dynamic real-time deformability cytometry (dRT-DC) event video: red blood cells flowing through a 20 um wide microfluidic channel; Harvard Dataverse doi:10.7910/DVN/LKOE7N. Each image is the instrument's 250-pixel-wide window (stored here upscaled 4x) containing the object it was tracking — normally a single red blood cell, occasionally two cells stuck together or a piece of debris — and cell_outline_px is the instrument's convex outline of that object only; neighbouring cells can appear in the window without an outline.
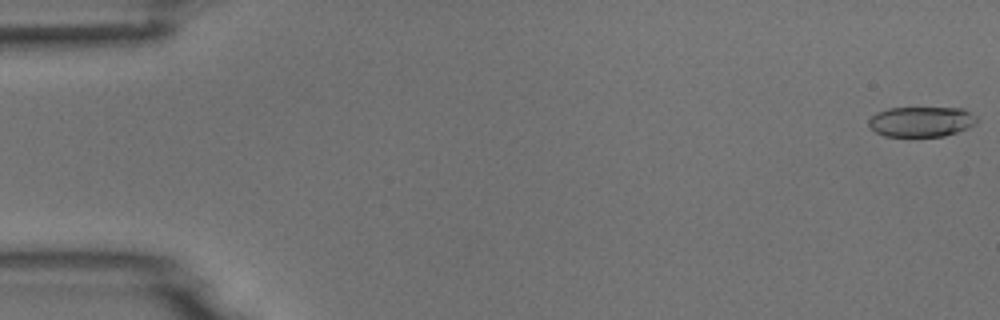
{"species": "common noctule bat (a hibernating species)", "species_latin": "Nyctalus noctula", "temperature_condition": "room temperature", "stored_images_in_passage": 6, "camera_frame_rate_fps": 3000, "um_per_image_px": 0.085, "animal": {"sex": "male", "body_mass_g": 18.8}, "frame": {"image": 1, "passage_image": 1, "time_ms": 0.0, "image_size_px": [1000, 320], "cell_outline_px": [[980, 120], [976, 124], [968, 128], [944, 136], [884, 136], [876, 132], [868, 124], [868, 120], [876, 112], [888, 108], [964, 108], [976, 116]], "centroid_in_image_um": [78.34, 10.33], "position_along_channel_um": 6.7, "area_um2": 19.13}}